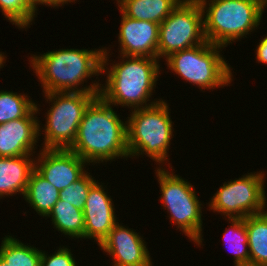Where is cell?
Listing matches in <instances>:
<instances>
[{"label": "cell", "instance_id": "cell-10", "mask_svg": "<svg viewBox=\"0 0 267 266\" xmlns=\"http://www.w3.org/2000/svg\"><path fill=\"white\" fill-rule=\"evenodd\" d=\"M204 42L208 41L204 32V16L199 1L181 0L171 14L159 24L158 60Z\"/></svg>", "mask_w": 267, "mask_h": 266}, {"label": "cell", "instance_id": "cell-15", "mask_svg": "<svg viewBox=\"0 0 267 266\" xmlns=\"http://www.w3.org/2000/svg\"><path fill=\"white\" fill-rule=\"evenodd\" d=\"M121 14L118 34L120 55L158 58L159 24Z\"/></svg>", "mask_w": 267, "mask_h": 266}, {"label": "cell", "instance_id": "cell-2", "mask_svg": "<svg viewBox=\"0 0 267 266\" xmlns=\"http://www.w3.org/2000/svg\"><path fill=\"white\" fill-rule=\"evenodd\" d=\"M113 108L98 95L84 111L76 140L69 150L88 165L129 157L127 121L121 120Z\"/></svg>", "mask_w": 267, "mask_h": 266}, {"label": "cell", "instance_id": "cell-19", "mask_svg": "<svg viewBox=\"0 0 267 266\" xmlns=\"http://www.w3.org/2000/svg\"><path fill=\"white\" fill-rule=\"evenodd\" d=\"M51 217V223L57 231L69 238H84V214L83 210L58 200L46 218Z\"/></svg>", "mask_w": 267, "mask_h": 266}, {"label": "cell", "instance_id": "cell-5", "mask_svg": "<svg viewBox=\"0 0 267 266\" xmlns=\"http://www.w3.org/2000/svg\"><path fill=\"white\" fill-rule=\"evenodd\" d=\"M169 110L165 100L149 107L131 110L126 120L130 158L145 154L155 161L159 168L169 162L168 150L174 136V122L170 118Z\"/></svg>", "mask_w": 267, "mask_h": 266}, {"label": "cell", "instance_id": "cell-17", "mask_svg": "<svg viewBox=\"0 0 267 266\" xmlns=\"http://www.w3.org/2000/svg\"><path fill=\"white\" fill-rule=\"evenodd\" d=\"M181 0H116L119 11L129 18L161 24Z\"/></svg>", "mask_w": 267, "mask_h": 266}, {"label": "cell", "instance_id": "cell-16", "mask_svg": "<svg viewBox=\"0 0 267 266\" xmlns=\"http://www.w3.org/2000/svg\"><path fill=\"white\" fill-rule=\"evenodd\" d=\"M33 156L0 157V199L17 193L24 196L29 177L35 169Z\"/></svg>", "mask_w": 267, "mask_h": 266}, {"label": "cell", "instance_id": "cell-29", "mask_svg": "<svg viewBox=\"0 0 267 266\" xmlns=\"http://www.w3.org/2000/svg\"><path fill=\"white\" fill-rule=\"evenodd\" d=\"M4 54V52L2 53V52H0V68H2V67H4V63H6V56H5V54Z\"/></svg>", "mask_w": 267, "mask_h": 266}, {"label": "cell", "instance_id": "cell-12", "mask_svg": "<svg viewBox=\"0 0 267 266\" xmlns=\"http://www.w3.org/2000/svg\"><path fill=\"white\" fill-rule=\"evenodd\" d=\"M135 231L118 222L99 245L103 252L111 256L112 266L153 265L143 236Z\"/></svg>", "mask_w": 267, "mask_h": 266}, {"label": "cell", "instance_id": "cell-4", "mask_svg": "<svg viewBox=\"0 0 267 266\" xmlns=\"http://www.w3.org/2000/svg\"><path fill=\"white\" fill-rule=\"evenodd\" d=\"M198 1L203 11L206 40L223 47L247 38L246 35L257 29L266 8L263 0Z\"/></svg>", "mask_w": 267, "mask_h": 266}, {"label": "cell", "instance_id": "cell-23", "mask_svg": "<svg viewBox=\"0 0 267 266\" xmlns=\"http://www.w3.org/2000/svg\"><path fill=\"white\" fill-rule=\"evenodd\" d=\"M35 104L24 93L0 90V124L25 117Z\"/></svg>", "mask_w": 267, "mask_h": 266}, {"label": "cell", "instance_id": "cell-25", "mask_svg": "<svg viewBox=\"0 0 267 266\" xmlns=\"http://www.w3.org/2000/svg\"><path fill=\"white\" fill-rule=\"evenodd\" d=\"M87 171L74 183L59 191V200L83 210L90 188L97 182Z\"/></svg>", "mask_w": 267, "mask_h": 266}, {"label": "cell", "instance_id": "cell-13", "mask_svg": "<svg viewBox=\"0 0 267 266\" xmlns=\"http://www.w3.org/2000/svg\"><path fill=\"white\" fill-rule=\"evenodd\" d=\"M39 110L35 104L25 117L0 124V157L34 155L39 139Z\"/></svg>", "mask_w": 267, "mask_h": 266}, {"label": "cell", "instance_id": "cell-30", "mask_svg": "<svg viewBox=\"0 0 267 266\" xmlns=\"http://www.w3.org/2000/svg\"><path fill=\"white\" fill-rule=\"evenodd\" d=\"M264 5L267 7V0H263Z\"/></svg>", "mask_w": 267, "mask_h": 266}, {"label": "cell", "instance_id": "cell-3", "mask_svg": "<svg viewBox=\"0 0 267 266\" xmlns=\"http://www.w3.org/2000/svg\"><path fill=\"white\" fill-rule=\"evenodd\" d=\"M109 51L104 48L102 55V74L106 73L107 78L106 83L101 84L99 94L106 102L114 107L120 105L133 110L162 101L155 99L151 102L149 99L161 74L158 58L121 55L122 59L112 64L108 62Z\"/></svg>", "mask_w": 267, "mask_h": 266}, {"label": "cell", "instance_id": "cell-14", "mask_svg": "<svg viewBox=\"0 0 267 266\" xmlns=\"http://www.w3.org/2000/svg\"><path fill=\"white\" fill-rule=\"evenodd\" d=\"M99 180L90 188L83 209L84 239L96 240L98 246L118 223L114 201Z\"/></svg>", "mask_w": 267, "mask_h": 266}, {"label": "cell", "instance_id": "cell-9", "mask_svg": "<svg viewBox=\"0 0 267 266\" xmlns=\"http://www.w3.org/2000/svg\"><path fill=\"white\" fill-rule=\"evenodd\" d=\"M265 172H250L243 177L224 182L217 190L208 207L226 218H243L267 210L265 196Z\"/></svg>", "mask_w": 267, "mask_h": 266}, {"label": "cell", "instance_id": "cell-6", "mask_svg": "<svg viewBox=\"0 0 267 266\" xmlns=\"http://www.w3.org/2000/svg\"><path fill=\"white\" fill-rule=\"evenodd\" d=\"M225 47L209 42L172 53L165 59L167 69L186 82L209 91L229 86L233 80L230 64L221 54Z\"/></svg>", "mask_w": 267, "mask_h": 266}, {"label": "cell", "instance_id": "cell-8", "mask_svg": "<svg viewBox=\"0 0 267 266\" xmlns=\"http://www.w3.org/2000/svg\"><path fill=\"white\" fill-rule=\"evenodd\" d=\"M44 95L46 101L51 102V108L45 114L44 128H41L39 120V136L44 133L42 148L69 149L76 140L85 109L97 95L81 92H50Z\"/></svg>", "mask_w": 267, "mask_h": 266}, {"label": "cell", "instance_id": "cell-28", "mask_svg": "<svg viewBox=\"0 0 267 266\" xmlns=\"http://www.w3.org/2000/svg\"><path fill=\"white\" fill-rule=\"evenodd\" d=\"M33 1V5L38 8L37 5H47V6H50L51 8H55L56 7H61L63 6L64 4H68V3H75V1L77 0H32Z\"/></svg>", "mask_w": 267, "mask_h": 266}, {"label": "cell", "instance_id": "cell-7", "mask_svg": "<svg viewBox=\"0 0 267 266\" xmlns=\"http://www.w3.org/2000/svg\"><path fill=\"white\" fill-rule=\"evenodd\" d=\"M165 168H157L155 174L160 185V201L170 214V221L177 230L182 231L190 241L199 247L203 245L202 203L199 201L194 186Z\"/></svg>", "mask_w": 267, "mask_h": 266}, {"label": "cell", "instance_id": "cell-27", "mask_svg": "<svg viewBox=\"0 0 267 266\" xmlns=\"http://www.w3.org/2000/svg\"><path fill=\"white\" fill-rule=\"evenodd\" d=\"M256 47V60L258 63L267 64V35L260 40Z\"/></svg>", "mask_w": 267, "mask_h": 266}, {"label": "cell", "instance_id": "cell-26", "mask_svg": "<svg viewBox=\"0 0 267 266\" xmlns=\"http://www.w3.org/2000/svg\"><path fill=\"white\" fill-rule=\"evenodd\" d=\"M57 251V252H56ZM52 255L48 252L42 251L40 266H77L75 257L68 247H61L56 250Z\"/></svg>", "mask_w": 267, "mask_h": 266}, {"label": "cell", "instance_id": "cell-11", "mask_svg": "<svg viewBox=\"0 0 267 266\" xmlns=\"http://www.w3.org/2000/svg\"><path fill=\"white\" fill-rule=\"evenodd\" d=\"M37 158V159H36ZM35 159V170L58 191L78 180L88 164L69 149H41Z\"/></svg>", "mask_w": 267, "mask_h": 266}, {"label": "cell", "instance_id": "cell-20", "mask_svg": "<svg viewBox=\"0 0 267 266\" xmlns=\"http://www.w3.org/2000/svg\"><path fill=\"white\" fill-rule=\"evenodd\" d=\"M251 266H267V211L245 218Z\"/></svg>", "mask_w": 267, "mask_h": 266}, {"label": "cell", "instance_id": "cell-24", "mask_svg": "<svg viewBox=\"0 0 267 266\" xmlns=\"http://www.w3.org/2000/svg\"><path fill=\"white\" fill-rule=\"evenodd\" d=\"M0 10L18 29L30 27L38 11L32 0H0Z\"/></svg>", "mask_w": 267, "mask_h": 266}, {"label": "cell", "instance_id": "cell-22", "mask_svg": "<svg viewBox=\"0 0 267 266\" xmlns=\"http://www.w3.org/2000/svg\"><path fill=\"white\" fill-rule=\"evenodd\" d=\"M230 226L224 230L223 240L231 246L235 266L250 265V251L245 219L228 218ZM229 235V236H228Z\"/></svg>", "mask_w": 267, "mask_h": 266}, {"label": "cell", "instance_id": "cell-21", "mask_svg": "<svg viewBox=\"0 0 267 266\" xmlns=\"http://www.w3.org/2000/svg\"><path fill=\"white\" fill-rule=\"evenodd\" d=\"M0 246V266H40L42 250L7 235Z\"/></svg>", "mask_w": 267, "mask_h": 266}, {"label": "cell", "instance_id": "cell-18", "mask_svg": "<svg viewBox=\"0 0 267 266\" xmlns=\"http://www.w3.org/2000/svg\"><path fill=\"white\" fill-rule=\"evenodd\" d=\"M23 199L37 214L46 217L59 200V191L34 169Z\"/></svg>", "mask_w": 267, "mask_h": 266}, {"label": "cell", "instance_id": "cell-1", "mask_svg": "<svg viewBox=\"0 0 267 266\" xmlns=\"http://www.w3.org/2000/svg\"><path fill=\"white\" fill-rule=\"evenodd\" d=\"M104 48L94 50L62 48L40 55L31 54L29 63L44 93L81 92L95 93L98 96L101 89L99 79L97 82L92 81L88 86L82 84L93 76H97V79L102 75Z\"/></svg>", "mask_w": 267, "mask_h": 266}]
</instances>
